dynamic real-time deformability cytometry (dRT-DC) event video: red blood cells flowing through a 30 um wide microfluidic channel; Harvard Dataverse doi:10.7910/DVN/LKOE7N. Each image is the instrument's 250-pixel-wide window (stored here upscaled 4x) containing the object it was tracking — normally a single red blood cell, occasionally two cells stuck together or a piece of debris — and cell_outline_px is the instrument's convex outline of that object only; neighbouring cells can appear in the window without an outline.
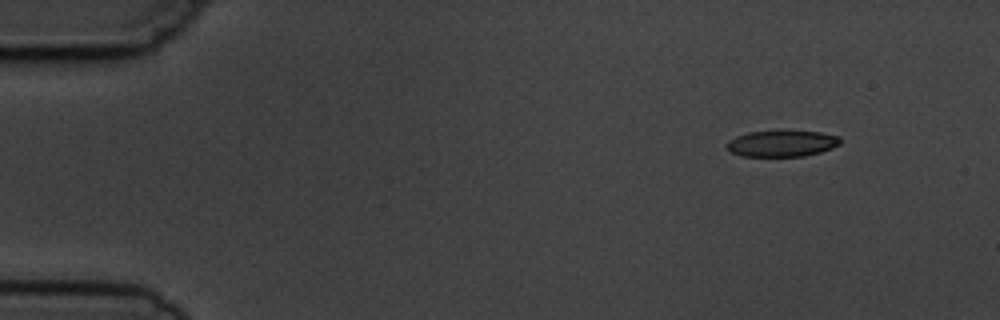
{"species": "common noctule bat (a hibernating species)", "species_latin": "Nyctalus noctula", "temperature_condition": "cold", "stored_images_in_passage": 4, "camera_frame_rate_fps": 3000, "um_per_image_px": 0.085, "animal": {"sex": "male", "body_mass_g": 19.5, "forearm_length_mm": 54.6}, "frame": {"image": 1, "passage_image": 1, "time_ms": 0.0, "image_size_px": [1000, 320], "cell_outline_px": [[840, 144], [832, 148], [820, 152], [804, 156], [740, 156], [732, 152], [728, 148], [728, 140], [736, 136], [748, 132], [820, 132], [840, 136]], "centroid_in_image_um": [66.48, 12.21], "position_along_channel_um": 18.5, "area_um2": 16.99}}
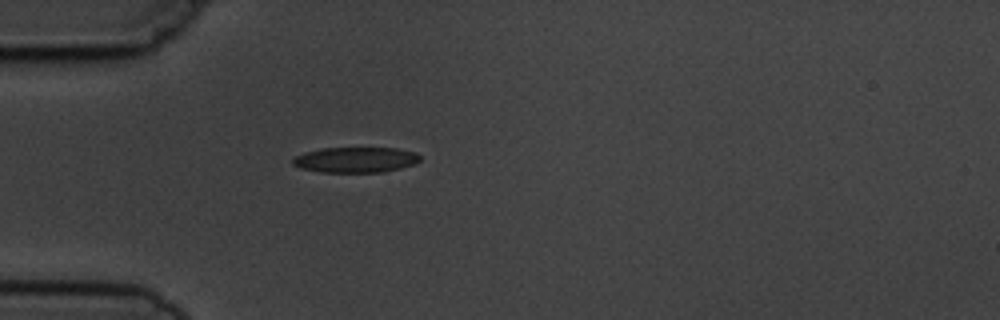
{"frame": {"image": 2, "passage_image": 4, "time_ms": 3.333, "image_size_px": [1000, 320], "cell_outline_px": [[420, 160], [412, 164], [400, 168], [384, 172], [320, 172], [300, 168], [292, 164], [292, 160], [296, 156], [304, 152], [324, 148], [396, 148], [416, 152], [420, 156]], "centroid_in_image_um": [30.21, 13.58], "position_along_channel_um": 54.8, "area_um2": 18.84}}